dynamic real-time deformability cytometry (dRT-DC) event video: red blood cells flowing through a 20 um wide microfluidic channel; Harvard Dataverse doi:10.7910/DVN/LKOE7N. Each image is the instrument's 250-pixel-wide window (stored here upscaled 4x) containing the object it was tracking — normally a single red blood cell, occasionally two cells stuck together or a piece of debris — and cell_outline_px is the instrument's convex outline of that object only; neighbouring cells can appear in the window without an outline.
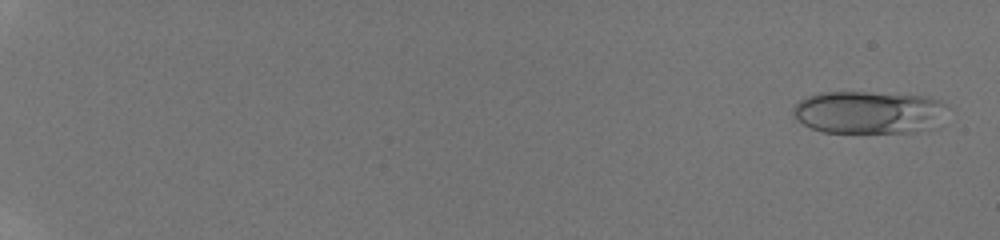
{"species": "human", "species_latin": "Homo sapiens", "temperature_condition": "room temperature", "stored_images_in_passage": 19, "camera_frame_rate_fps": 3000, "um_per_image_px": 0.085, "donor": {"sex": "male"}, "frame": {"image": 1, "passage_image": 3, "time_ms": 0.333, "image_size_px": [1000, 240], "cell_outline_px": [[948, 108], [936, 128], [916, 132], [824, 132], [812, 128], [796, 120], [792, 116], [792, 108], [800, 100], [808, 96], [820, 92], [868, 92], [928, 96], [940, 100], [948, 104]], "centroid_in_image_um": [73.89, 9.54], "position_along_channel_um": 11.1, "area_um2": 38.9}}
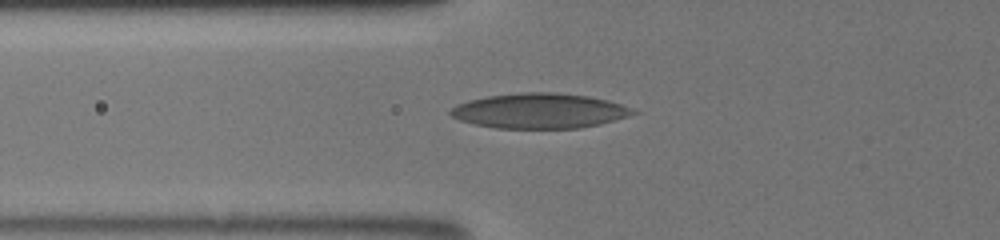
{"frame": {"image": 2, "passage_image": 18, "time_ms": 7.333, "image_size_px": [1000, 240], "cell_outline_px": [[640, 112], [628, 116], [600, 124], [580, 128], [496, 128], [476, 124], [460, 120], [452, 116], [448, 112], [456, 104], [468, 100], [488, 96], [520, 92], [552, 92], [588, 96], [608, 100], [620, 104]], "centroid_in_image_um": [45.85, 9.42], "position_along_channel_um": 80.0, "area_um2": 37.17}}